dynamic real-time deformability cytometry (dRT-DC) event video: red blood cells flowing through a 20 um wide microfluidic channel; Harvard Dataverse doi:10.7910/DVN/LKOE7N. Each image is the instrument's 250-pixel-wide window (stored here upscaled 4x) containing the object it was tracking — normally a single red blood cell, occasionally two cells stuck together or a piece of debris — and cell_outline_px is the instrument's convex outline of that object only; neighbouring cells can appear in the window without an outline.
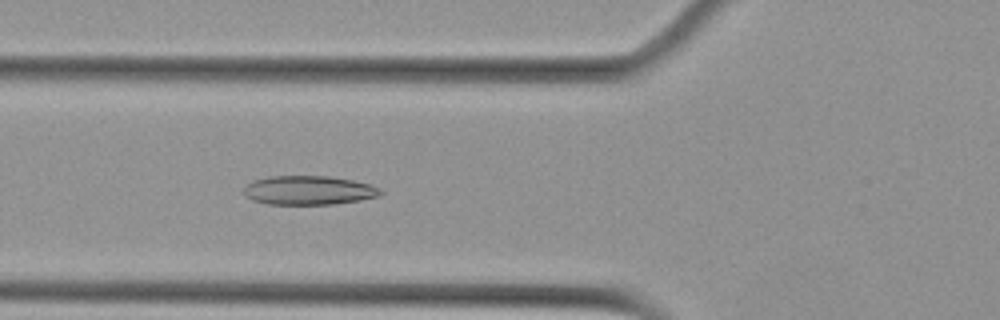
{"species": "Egyptian fruit bat (a non-hibernating species)", "species_latin": "Rousettus aegyptiacus", "temperature_condition": "cold", "stored_images_in_passage": 18, "camera_frame_rate_fps": 3000, "um_per_image_px": 0.085, "animal": {"sex": "female"}, "frame": {"image": 1, "passage_image": 13, "time_ms": 4.0, "image_size_px": [1000, 320], "cell_outline_px": [[384, 192], [380, 196], [360, 200], [332, 204], [268, 204], [252, 200], [244, 196], [244, 188], [252, 180], [268, 176], [328, 176], [352, 180], [368, 184], [380, 188]], "centroid_in_image_um": [26.22, 16.17], "position_along_channel_um": 99.6, "area_um2": 23.18}}
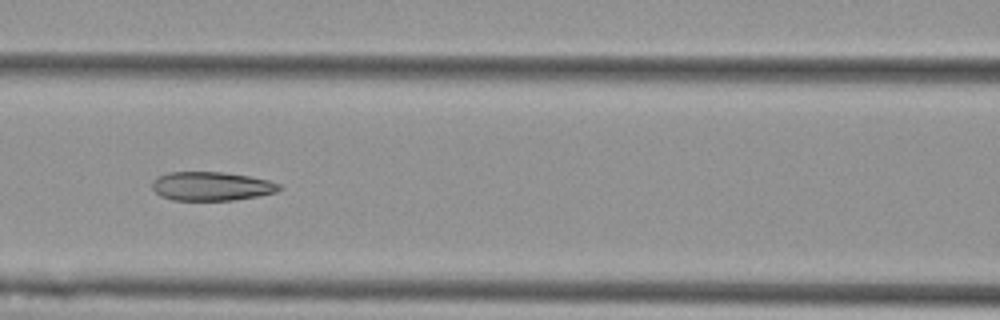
{"frame": {"image": 2, "passage_image": 17, "time_ms": 5.333, "image_size_px": [1000, 320], "cell_outline_px": [[284, 188], [276, 192], [256, 196], [232, 200], [172, 200], [160, 196], [152, 188], [152, 180], [156, 176], [168, 172], [224, 172], [248, 176], [268, 180], [280, 184]], "centroid_in_image_um": [17.95, 15.82], "position_along_channel_um": 148.7, "area_um2": 21.44}}